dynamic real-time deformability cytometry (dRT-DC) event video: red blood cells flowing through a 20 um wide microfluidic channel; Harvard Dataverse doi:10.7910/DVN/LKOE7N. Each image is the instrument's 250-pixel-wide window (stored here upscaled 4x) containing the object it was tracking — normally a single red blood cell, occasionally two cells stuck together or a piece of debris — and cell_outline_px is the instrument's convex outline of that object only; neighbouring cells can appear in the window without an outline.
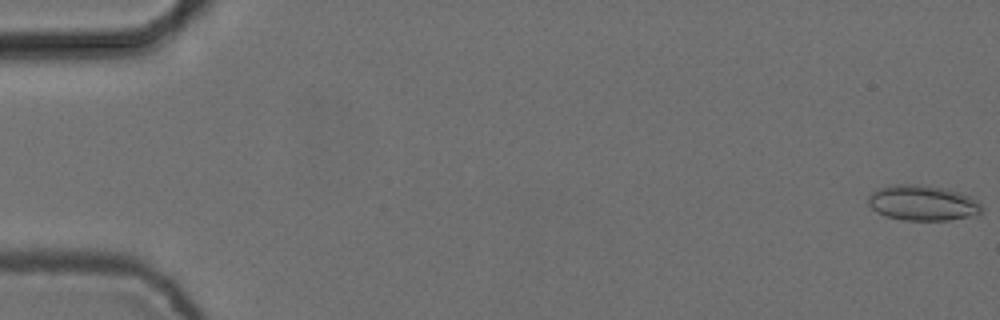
{"species": "common noctule bat (a hibernating species)", "species_latin": "Nyctalus noctula", "temperature_condition": "cold", "stored_images_in_passage": 2, "camera_frame_rate_fps": 3000, "um_per_image_px": 0.085, "animal": {"sex": "female", "body_mass_g": 24.6, "forearm_length_mm": 56.2}, "frame": {"image": 1, "passage_image": 1, "time_ms": 0.0, "image_size_px": [1000, 320], "cell_outline_px": [[984, 212], [980, 216], [948, 220], [900, 220], [884, 216], [876, 212], [868, 204], [868, 196], [872, 192], [880, 188], [892, 184], [924, 184], [944, 188], [968, 196], [976, 200], [984, 208]], "centroid_in_image_um": [78.45, 17.26], "position_along_channel_um": 6.6, "area_um2": 23.81}}